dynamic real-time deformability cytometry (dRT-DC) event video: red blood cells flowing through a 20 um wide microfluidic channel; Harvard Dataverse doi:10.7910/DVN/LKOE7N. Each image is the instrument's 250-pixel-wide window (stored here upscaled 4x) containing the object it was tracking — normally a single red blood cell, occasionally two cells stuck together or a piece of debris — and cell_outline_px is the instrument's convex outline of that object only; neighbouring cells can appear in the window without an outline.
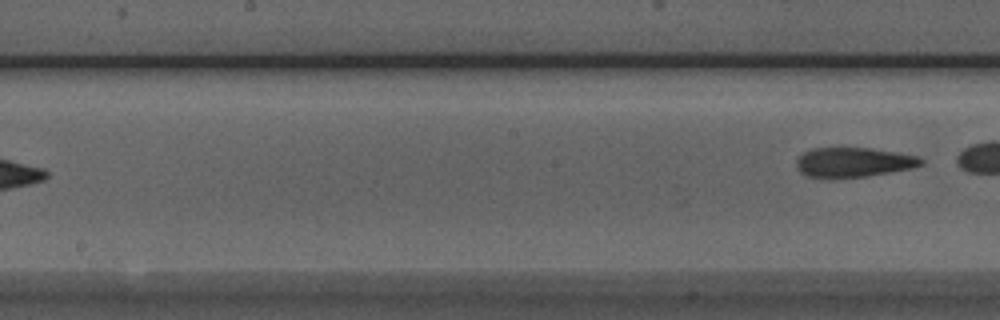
{"species": "Egyptian fruit bat (a non-hibernating species)", "species_latin": "Rousettus aegyptiacus", "temperature_condition": "room temperature", "stored_images_in_passage": 5, "segment_of_instrument_passage": [2, 2], "camera_frame_rate_fps": 3000, "um_per_image_px": 0.085, "animal": {"sex": "male"}, "frame": {"image": 1, "passage_image": 5, "time_ms": 1.333, "image_size_px": [1000, 320], "cell_outline_px": [[924, 164], [912, 168], [868, 176], [808, 176], [800, 172], [796, 168], [796, 160], [804, 152], [812, 148], [872, 148], [896, 152], [916, 156], [924, 160]], "centroid_in_image_um": [72.57, 13.77], "position_along_channel_um": 175.6, "area_um2": 21.1}}